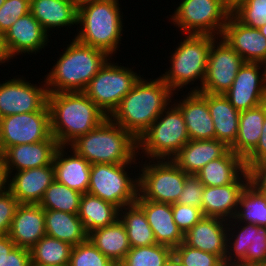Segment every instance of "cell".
I'll list each match as a JSON object with an SVG mask.
<instances>
[{
  "instance_id": "obj_1",
  "label": "cell",
  "mask_w": 266,
  "mask_h": 266,
  "mask_svg": "<svg viewBox=\"0 0 266 266\" xmlns=\"http://www.w3.org/2000/svg\"><path fill=\"white\" fill-rule=\"evenodd\" d=\"M172 91L161 77L147 82L140 76L109 118L138 140L167 109Z\"/></svg>"
},
{
  "instance_id": "obj_2",
  "label": "cell",
  "mask_w": 266,
  "mask_h": 266,
  "mask_svg": "<svg viewBox=\"0 0 266 266\" xmlns=\"http://www.w3.org/2000/svg\"><path fill=\"white\" fill-rule=\"evenodd\" d=\"M48 106L51 134L65 147L108 117L84 92L48 93Z\"/></svg>"
},
{
  "instance_id": "obj_3",
  "label": "cell",
  "mask_w": 266,
  "mask_h": 266,
  "mask_svg": "<svg viewBox=\"0 0 266 266\" xmlns=\"http://www.w3.org/2000/svg\"><path fill=\"white\" fill-rule=\"evenodd\" d=\"M70 146L90 164H134L139 153L137 139L109 117Z\"/></svg>"
},
{
  "instance_id": "obj_4",
  "label": "cell",
  "mask_w": 266,
  "mask_h": 266,
  "mask_svg": "<svg viewBox=\"0 0 266 266\" xmlns=\"http://www.w3.org/2000/svg\"><path fill=\"white\" fill-rule=\"evenodd\" d=\"M62 54L44 80L48 93L84 92L90 80L110 60L104 51L75 38Z\"/></svg>"
},
{
  "instance_id": "obj_5",
  "label": "cell",
  "mask_w": 266,
  "mask_h": 266,
  "mask_svg": "<svg viewBox=\"0 0 266 266\" xmlns=\"http://www.w3.org/2000/svg\"><path fill=\"white\" fill-rule=\"evenodd\" d=\"M120 14L118 0L91 1L78 6L77 23L83 27L75 39L112 56L122 36Z\"/></svg>"
},
{
  "instance_id": "obj_6",
  "label": "cell",
  "mask_w": 266,
  "mask_h": 266,
  "mask_svg": "<svg viewBox=\"0 0 266 266\" xmlns=\"http://www.w3.org/2000/svg\"><path fill=\"white\" fill-rule=\"evenodd\" d=\"M216 36L196 35L188 36L180 42L171 56V68L161 79L174 91L180 89L196 79L204 82L211 44Z\"/></svg>"
},
{
  "instance_id": "obj_7",
  "label": "cell",
  "mask_w": 266,
  "mask_h": 266,
  "mask_svg": "<svg viewBox=\"0 0 266 266\" xmlns=\"http://www.w3.org/2000/svg\"><path fill=\"white\" fill-rule=\"evenodd\" d=\"M189 140L181 111L174 105L165 109L137 141L139 151L142 148L147 158L166 160L171 159Z\"/></svg>"
},
{
  "instance_id": "obj_8",
  "label": "cell",
  "mask_w": 266,
  "mask_h": 266,
  "mask_svg": "<svg viewBox=\"0 0 266 266\" xmlns=\"http://www.w3.org/2000/svg\"><path fill=\"white\" fill-rule=\"evenodd\" d=\"M231 12L224 0H182L171 21L187 35L217 34L221 37Z\"/></svg>"
},
{
  "instance_id": "obj_9",
  "label": "cell",
  "mask_w": 266,
  "mask_h": 266,
  "mask_svg": "<svg viewBox=\"0 0 266 266\" xmlns=\"http://www.w3.org/2000/svg\"><path fill=\"white\" fill-rule=\"evenodd\" d=\"M128 164H91L88 192L119 209L134 204L138 198L139 179L130 178Z\"/></svg>"
},
{
  "instance_id": "obj_10",
  "label": "cell",
  "mask_w": 266,
  "mask_h": 266,
  "mask_svg": "<svg viewBox=\"0 0 266 266\" xmlns=\"http://www.w3.org/2000/svg\"><path fill=\"white\" fill-rule=\"evenodd\" d=\"M139 79L131 68L120 67L107 60L90 80L84 93L109 117Z\"/></svg>"
},
{
  "instance_id": "obj_11",
  "label": "cell",
  "mask_w": 266,
  "mask_h": 266,
  "mask_svg": "<svg viewBox=\"0 0 266 266\" xmlns=\"http://www.w3.org/2000/svg\"><path fill=\"white\" fill-rule=\"evenodd\" d=\"M148 164L143 165L142 174L138 176L137 199L176 203L189 174L181 170L171 159H160L157 163Z\"/></svg>"
},
{
  "instance_id": "obj_12",
  "label": "cell",
  "mask_w": 266,
  "mask_h": 266,
  "mask_svg": "<svg viewBox=\"0 0 266 266\" xmlns=\"http://www.w3.org/2000/svg\"><path fill=\"white\" fill-rule=\"evenodd\" d=\"M56 140L51 134L48 104L40 111L15 114L0 119V155L18 144Z\"/></svg>"
},
{
  "instance_id": "obj_13",
  "label": "cell",
  "mask_w": 266,
  "mask_h": 266,
  "mask_svg": "<svg viewBox=\"0 0 266 266\" xmlns=\"http://www.w3.org/2000/svg\"><path fill=\"white\" fill-rule=\"evenodd\" d=\"M214 40L209 51L207 71L202 87L193 89L209 94H224L232 85L243 58L224 40ZM215 42L217 46L215 45Z\"/></svg>"
},
{
  "instance_id": "obj_14",
  "label": "cell",
  "mask_w": 266,
  "mask_h": 266,
  "mask_svg": "<svg viewBox=\"0 0 266 266\" xmlns=\"http://www.w3.org/2000/svg\"><path fill=\"white\" fill-rule=\"evenodd\" d=\"M47 104L46 84L38 87L21 78H13L0 84V119L10 115L40 111Z\"/></svg>"
},
{
  "instance_id": "obj_15",
  "label": "cell",
  "mask_w": 266,
  "mask_h": 266,
  "mask_svg": "<svg viewBox=\"0 0 266 266\" xmlns=\"http://www.w3.org/2000/svg\"><path fill=\"white\" fill-rule=\"evenodd\" d=\"M259 62H245L224 96L239 112L266 102V77Z\"/></svg>"
},
{
  "instance_id": "obj_16",
  "label": "cell",
  "mask_w": 266,
  "mask_h": 266,
  "mask_svg": "<svg viewBox=\"0 0 266 266\" xmlns=\"http://www.w3.org/2000/svg\"><path fill=\"white\" fill-rule=\"evenodd\" d=\"M59 146L56 140H44L33 144L26 143L8 147L0 155L2 178H9L14 168L18 172L52 165Z\"/></svg>"
},
{
  "instance_id": "obj_17",
  "label": "cell",
  "mask_w": 266,
  "mask_h": 266,
  "mask_svg": "<svg viewBox=\"0 0 266 266\" xmlns=\"http://www.w3.org/2000/svg\"><path fill=\"white\" fill-rule=\"evenodd\" d=\"M48 33L31 12L18 18L4 33L3 44L7 55L13 59L19 53H33L44 48L48 42Z\"/></svg>"
},
{
  "instance_id": "obj_18",
  "label": "cell",
  "mask_w": 266,
  "mask_h": 266,
  "mask_svg": "<svg viewBox=\"0 0 266 266\" xmlns=\"http://www.w3.org/2000/svg\"><path fill=\"white\" fill-rule=\"evenodd\" d=\"M2 179L3 185L20 204H39L45 190L55 180L54 167L47 165L26 169L16 172L12 180L9 178Z\"/></svg>"
},
{
  "instance_id": "obj_19",
  "label": "cell",
  "mask_w": 266,
  "mask_h": 266,
  "mask_svg": "<svg viewBox=\"0 0 266 266\" xmlns=\"http://www.w3.org/2000/svg\"><path fill=\"white\" fill-rule=\"evenodd\" d=\"M221 37L245 62L262 63L266 59V37L259 29L241 23L232 13Z\"/></svg>"
},
{
  "instance_id": "obj_20",
  "label": "cell",
  "mask_w": 266,
  "mask_h": 266,
  "mask_svg": "<svg viewBox=\"0 0 266 266\" xmlns=\"http://www.w3.org/2000/svg\"><path fill=\"white\" fill-rule=\"evenodd\" d=\"M227 222L229 221L204 216L184 234L183 242L192 248L215 254L224 261L227 252V238L231 236L228 233L230 224Z\"/></svg>"
},
{
  "instance_id": "obj_21",
  "label": "cell",
  "mask_w": 266,
  "mask_h": 266,
  "mask_svg": "<svg viewBox=\"0 0 266 266\" xmlns=\"http://www.w3.org/2000/svg\"><path fill=\"white\" fill-rule=\"evenodd\" d=\"M248 183L249 174L246 170L232 184L205 187L202 195L203 216L233 221L231 218L233 219L237 213L240 195Z\"/></svg>"
},
{
  "instance_id": "obj_22",
  "label": "cell",
  "mask_w": 266,
  "mask_h": 266,
  "mask_svg": "<svg viewBox=\"0 0 266 266\" xmlns=\"http://www.w3.org/2000/svg\"><path fill=\"white\" fill-rule=\"evenodd\" d=\"M45 235L44 209L39 204H19L8 232L15 245L30 250Z\"/></svg>"
},
{
  "instance_id": "obj_23",
  "label": "cell",
  "mask_w": 266,
  "mask_h": 266,
  "mask_svg": "<svg viewBox=\"0 0 266 266\" xmlns=\"http://www.w3.org/2000/svg\"><path fill=\"white\" fill-rule=\"evenodd\" d=\"M181 101L173 105L181 111L189 139H215V128L208 108L207 93L191 91Z\"/></svg>"
},
{
  "instance_id": "obj_24",
  "label": "cell",
  "mask_w": 266,
  "mask_h": 266,
  "mask_svg": "<svg viewBox=\"0 0 266 266\" xmlns=\"http://www.w3.org/2000/svg\"><path fill=\"white\" fill-rule=\"evenodd\" d=\"M135 203L144 211L157 244L174 249L184 241V234L174 222L171 204L145 199H136Z\"/></svg>"
},
{
  "instance_id": "obj_25",
  "label": "cell",
  "mask_w": 266,
  "mask_h": 266,
  "mask_svg": "<svg viewBox=\"0 0 266 266\" xmlns=\"http://www.w3.org/2000/svg\"><path fill=\"white\" fill-rule=\"evenodd\" d=\"M229 150L217 139L189 140L171 160L185 173L195 175L208 162L223 157Z\"/></svg>"
},
{
  "instance_id": "obj_26",
  "label": "cell",
  "mask_w": 266,
  "mask_h": 266,
  "mask_svg": "<svg viewBox=\"0 0 266 266\" xmlns=\"http://www.w3.org/2000/svg\"><path fill=\"white\" fill-rule=\"evenodd\" d=\"M64 147L59 146L54 156L52 165L54 167L55 180L70 189L85 194L88 192L90 183L91 164L74 150H72L73 155H68L66 158Z\"/></svg>"
},
{
  "instance_id": "obj_27",
  "label": "cell",
  "mask_w": 266,
  "mask_h": 266,
  "mask_svg": "<svg viewBox=\"0 0 266 266\" xmlns=\"http://www.w3.org/2000/svg\"><path fill=\"white\" fill-rule=\"evenodd\" d=\"M30 12L47 33L50 28L78 24L74 0H30Z\"/></svg>"
},
{
  "instance_id": "obj_28",
  "label": "cell",
  "mask_w": 266,
  "mask_h": 266,
  "mask_svg": "<svg viewBox=\"0 0 266 266\" xmlns=\"http://www.w3.org/2000/svg\"><path fill=\"white\" fill-rule=\"evenodd\" d=\"M208 108L215 128V139L229 148L238 135L240 112L234 108L224 94L207 93Z\"/></svg>"
},
{
  "instance_id": "obj_29",
  "label": "cell",
  "mask_w": 266,
  "mask_h": 266,
  "mask_svg": "<svg viewBox=\"0 0 266 266\" xmlns=\"http://www.w3.org/2000/svg\"><path fill=\"white\" fill-rule=\"evenodd\" d=\"M266 117V102L240 112L238 135L230 147L236 155L245 159L257 146Z\"/></svg>"
},
{
  "instance_id": "obj_30",
  "label": "cell",
  "mask_w": 266,
  "mask_h": 266,
  "mask_svg": "<svg viewBox=\"0 0 266 266\" xmlns=\"http://www.w3.org/2000/svg\"><path fill=\"white\" fill-rule=\"evenodd\" d=\"M244 159L229 150L223 157L208 162L195 175L205 187L232 184L246 171Z\"/></svg>"
},
{
  "instance_id": "obj_31",
  "label": "cell",
  "mask_w": 266,
  "mask_h": 266,
  "mask_svg": "<svg viewBox=\"0 0 266 266\" xmlns=\"http://www.w3.org/2000/svg\"><path fill=\"white\" fill-rule=\"evenodd\" d=\"M88 239L116 265L131 248L126 228L120 219L111 225L93 230L88 234Z\"/></svg>"
},
{
  "instance_id": "obj_32",
  "label": "cell",
  "mask_w": 266,
  "mask_h": 266,
  "mask_svg": "<svg viewBox=\"0 0 266 266\" xmlns=\"http://www.w3.org/2000/svg\"><path fill=\"white\" fill-rule=\"evenodd\" d=\"M46 235L65 241L72 246L88 239L82 221L78 214L65 213L55 210H44Z\"/></svg>"
},
{
  "instance_id": "obj_33",
  "label": "cell",
  "mask_w": 266,
  "mask_h": 266,
  "mask_svg": "<svg viewBox=\"0 0 266 266\" xmlns=\"http://www.w3.org/2000/svg\"><path fill=\"white\" fill-rule=\"evenodd\" d=\"M119 208L89 193L82 194L78 217L87 234L98 228L115 223L119 219Z\"/></svg>"
},
{
  "instance_id": "obj_34",
  "label": "cell",
  "mask_w": 266,
  "mask_h": 266,
  "mask_svg": "<svg viewBox=\"0 0 266 266\" xmlns=\"http://www.w3.org/2000/svg\"><path fill=\"white\" fill-rule=\"evenodd\" d=\"M123 209L119 210V214H121L119 219L126 228L131 248L156 244L153 230L144 211L136 203L124 206Z\"/></svg>"
},
{
  "instance_id": "obj_35",
  "label": "cell",
  "mask_w": 266,
  "mask_h": 266,
  "mask_svg": "<svg viewBox=\"0 0 266 266\" xmlns=\"http://www.w3.org/2000/svg\"><path fill=\"white\" fill-rule=\"evenodd\" d=\"M72 245L45 235L31 249V265L68 266Z\"/></svg>"
},
{
  "instance_id": "obj_36",
  "label": "cell",
  "mask_w": 266,
  "mask_h": 266,
  "mask_svg": "<svg viewBox=\"0 0 266 266\" xmlns=\"http://www.w3.org/2000/svg\"><path fill=\"white\" fill-rule=\"evenodd\" d=\"M237 213L233 219L238 222L266 226V194L258 191L250 183L242 191ZM241 208V209H240ZM242 210V211H241Z\"/></svg>"
},
{
  "instance_id": "obj_37",
  "label": "cell",
  "mask_w": 266,
  "mask_h": 266,
  "mask_svg": "<svg viewBox=\"0 0 266 266\" xmlns=\"http://www.w3.org/2000/svg\"><path fill=\"white\" fill-rule=\"evenodd\" d=\"M82 194L54 180L45 190L39 205L44 210L78 214Z\"/></svg>"
},
{
  "instance_id": "obj_38",
  "label": "cell",
  "mask_w": 266,
  "mask_h": 266,
  "mask_svg": "<svg viewBox=\"0 0 266 266\" xmlns=\"http://www.w3.org/2000/svg\"><path fill=\"white\" fill-rule=\"evenodd\" d=\"M173 249L162 244L130 248L118 266H165Z\"/></svg>"
},
{
  "instance_id": "obj_39",
  "label": "cell",
  "mask_w": 266,
  "mask_h": 266,
  "mask_svg": "<svg viewBox=\"0 0 266 266\" xmlns=\"http://www.w3.org/2000/svg\"><path fill=\"white\" fill-rule=\"evenodd\" d=\"M244 225L245 226H241V229L238 230L239 232H237L238 234L234 237V242H230L229 240L231 238H227V252L224 260L226 266H246L247 248L253 242L254 238V224L246 223ZM234 257L235 259H232Z\"/></svg>"
},
{
  "instance_id": "obj_40",
  "label": "cell",
  "mask_w": 266,
  "mask_h": 266,
  "mask_svg": "<svg viewBox=\"0 0 266 266\" xmlns=\"http://www.w3.org/2000/svg\"><path fill=\"white\" fill-rule=\"evenodd\" d=\"M68 266H118L89 239L72 247Z\"/></svg>"
},
{
  "instance_id": "obj_41",
  "label": "cell",
  "mask_w": 266,
  "mask_h": 266,
  "mask_svg": "<svg viewBox=\"0 0 266 266\" xmlns=\"http://www.w3.org/2000/svg\"><path fill=\"white\" fill-rule=\"evenodd\" d=\"M231 13L244 25L259 29L266 23V0H242Z\"/></svg>"
},
{
  "instance_id": "obj_42",
  "label": "cell",
  "mask_w": 266,
  "mask_h": 266,
  "mask_svg": "<svg viewBox=\"0 0 266 266\" xmlns=\"http://www.w3.org/2000/svg\"><path fill=\"white\" fill-rule=\"evenodd\" d=\"M173 255L184 266H226L219 256L192 248L184 242L173 249Z\"/></svg>"
},
{
  "instance_id": "obj_43",
  "label": "cell",
  "mask_w": 266,
  "mask_h": 266,
  "mask_svg": "<svg viewBox=\"0 0 266 266\" xmlns=\"http://www.w3.org/2000/svg\"><path fill=\"white\" fill-rule=\"evenodd\" d=\"M30 12V0H5L0 8V34L4 33L21 16Z\"/></svg>"
},
{
  "instance_id": "obj_44",
  "label": "cell",
  "mask_w": 266,
  "mask_h": 266,
  "mask_svg": "<svg viewBox=\"0 0 266 266\" xmlns=\"http://www.w3.org/2000/svg\"><path fill=\"white\" fill-rule=\"evenodd\" d=\"M205 186L199 180L196 175L189 174L186 177L183 190L176 202V204L189 205L197 207L202 210L203 213V202L202 195Z\"/></svg>"
},
{
  "instance_id": "obj_45",
  "label": "cell",
  "mask_w": 266,
  "mask_h": 266,
  "mask_svg": "<svg viewBox=\"0 0 266 266\" xmlns=\"http://www.w3.org/2000/svg\"><path fill=\"white\" fill-rule=\"evenodd\" d=\"M19 204L18 200L2 184L0 186V236L8 235L11 221Z\"/></svg>"
},
{
  "instance_id": "obj_46",
  "label": "cell",
  "mask_w": 266,
  "mask_h": 266,
  "mask_svg": "<svg viewBox=\"0 0 266 266\" xmlns=\"http://www.w3.org/2000/svg\"><path fill=\"white\" fill-rule=\"evenodd\" d=\"M250 265H266V226L254 225L253 242L246 253V266Z\"/></svg>"
},
{
  "instance_id": "obj_47",
  "label": "cell",
  "mask_w": 266,
  "mask_h": 266,
  "mask_svg": "<svg viewBox=\"0 0 266 266\" xmlns=\"http://www.w3.org/2000/svg\"><path fill=\"white\" fill-rule=\"evenodd\" d=\"M174 222L183 234L189 231L204 216L202 210L197 207L182 204H171Z\"/></svg>"
},
{
  "instance_id": "obj_48",
  "label": "cell",
  "mask_w": 266,
  "mask_h": 266,
  "mask_svg": "<svg viewBox=\"0 0 266 266\" xmlns=\"http://www.w3.org/2000/svg\"><path fill=\"white\" fill-rule=\"evenodd\" d=\"M0 266H31L30 250L15 246L1 260Z\"/></svg>"
},
{
  "instance_id": "obj_49",
  "label": "cell",
  "mask_w": 266,
  "mask_h": 266,
  "mask_svg": "<svg viewBox=\"0 0 266 266\" xmlns=\"http://www.w3.org/2000/svg\"><path fill=\"white\" fill-rule=\"evenodd\" d=\"M249 183L266 194V160L253 164L248 170Z\"/></svg>"
},
{
  "instance_id": "obj_50",
  "label": "cell",
  "mask_w": 266,
  "mask_h": 266,
  "mask_svg": "<svg viewBox=\"0 0 266 266\" xmlns=\"http://www.w3.org/2000/svg\"><path fill=\"white\" fill-rule=\"evenodd\" d=\"M266 160V117L263 122L262 133L256 148L244 159L248 170L253 164Z\"/></svg>"
},
{
  "instance_id": "obj_51",
  "label": "cell",
  "mask_w": 266,
  "mask_h": 266,
  "mask_svg": "<svg viewBox=\"0 0 266 266\" xmlns=\"http://www.w3.org/2000/svg\"><path fill=\"white\" fill-rule=\"evenodd\" d=\"M15 246L14 241L8 235L0 236V262Z\"/></svg>"
},
{
  "instance_id": "obj_52",
  "label": "cell",
  "mask_w": 266,
  "mask_h": 266,
  "mask_svg": "<svg viewBox=\"0 0 266 266\" xmlns=\"http://www.w3.org/2000/svg\"><path fill=\"white\" fill-rule=\"evenodd\" d=\"M10 60L3 44V35L0 34V63H5Z\"/></svg>"
},
{
  "instance_id": "obj_53",
  "label": "cell",
  "mask_w": 266,
  "mask_h": 266,
  "mask_svg": "<svg viewBox=\"0 0 266 266\" xmlns=\"http://www.w3.org/2000/svg\"><path fill=\"white\" fill-rule=\"evenodd\" d=\"M165 266H184L182 265L178 259L172 254V256L168 259Z\"/></svg>"
},
{
  "instance_id": "obj_54",
  "label": "cell",
  "mask_w": 266,
  "mask_h": 266,
  "mask_svg": "<svg viewBox=\"0 0 266 266\" xmlns=\"http://www.w3.org/2000/svg\"><path fill=\"white\" fill-rule=\"evenodd\" d=\"M242 0H224V2L233 9Z\"/></svg>"
},
{
  "instance_id": "obj_55",
  "label": "cell",
  "mask_w": 266,
  "mask_h": 266,
  "mask_svg": "<svg viewBox=\"0 0 266 266\" xmlns=\"http://www.w3.org/2000/svg\"><path fill=\"white\" fill-rule=\"evenodd\" d=\"M77 6H80L84 3L91 2V1H103V0H74Z\"/></svg>"
},
{
  "instance_id": "obj_56",
  "label": "cell",
  "mask_w": 266,
  "mask_h": 266,
  "mask_svg": "<svg viewBox=\"0 0 266 266\" xmlns=\"http://www.w3.org/2000/svg\"><path fill=\"white\" fill-rule=\"evenodd\" d=\"M259 31L266 37V23L259 28Z\"/></svg>"
},
{
  "instance_id": "obj_57",
  "label": "cell",
  "mask_w": 266,
  "mask_h": 266,
  "mask_svg": "<svg viewBox=\"0 0 266 266\" xmlns=\"http://www.w3.org/2000/svg\"><path fill=\"white\" fill-rule=\"evenodd\" d=\"M262 65H264L265 66V68H264V66H263V71H264V74H265V77H266V59L262 62Z\"/></svg>"
},
{
  "instance_id": "obj_58",
  "label": "cell",
  "mask_w": 266,
  "mask_h": 266,
  "mask_svg": "<svg viewBox=\"0 0 266 266\" xmlns=\"http://www.w3.org/2000/svg\"><path fill=\"white\" fill-rule=\"evenodd\" d=\"M3 184V179H2V176H1V168H0V186Z\"/></svg>"
},
{
  "instance_id": "obj_59",
  "label": "cell",
  "mask_w": 266,
  "mask_h": 266,
  "mask_svg": "<svg viewBox=\"0 0 266 266\" xmlns=\"http://www.w3.org/2000/svg\"><path fill=\"white\" fill-rule=\"evenodd\" d=\"M4 2H5V0H0V8L3 5Z\"/></svg>"
},
{
  "instance_id": "obj_60",
  "label": "cell",
  "mask_w": 266,
  "mask_h": 266,
  "mask_svg": "<svg viewBox=\"0 0 266 266\" xmlns=\"http://www.w3.org/2000/svg\"><path fill=\"white\" fill-rule=\"evenodd\" d=\"M250 266H266V265H250Z\"/></svg>"
}]
</instances>
